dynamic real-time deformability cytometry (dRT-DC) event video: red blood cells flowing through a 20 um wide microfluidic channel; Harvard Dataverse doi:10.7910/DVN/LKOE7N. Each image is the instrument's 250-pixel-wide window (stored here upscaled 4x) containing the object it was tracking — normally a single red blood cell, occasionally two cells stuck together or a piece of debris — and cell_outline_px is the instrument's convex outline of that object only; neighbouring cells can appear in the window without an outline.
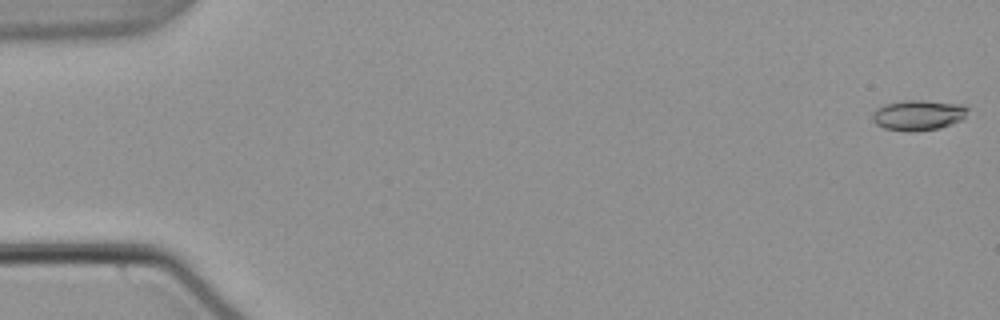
{"species": "common noctule bat (a hibernating species)", "species_latin": "Nyctalus noctula", "temperature_condition": "warm", "stored_images_in_passage": 54, "camera_frame_rate_fps": 3000, "um_per_image_px": 0.085, "animal": {"sex": "male", "body_mass_g": 21.5, "forearm_length_mm": 52.0}, "frame": {"image": 1, "passage_image": 1, "time_ms": 0.0, "image_size_px": [1000, 320], "cell_outline_px": [[968, 108], [964, 116], [960, 120], [940, 128], [884, 128], [876, 124], [872, 120], [872, 116], [876, 108], [884, 104], [904, 100], [924, 100], [964, 104]], "centroid_in_image_um": [78.06, 9.71], "position_along_channel_um": 6.9, "area_um2": 16.07}}
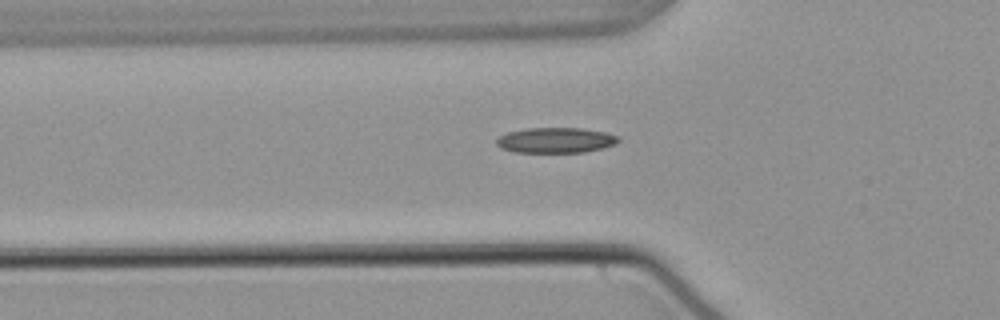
{"frame": {"image": 2, "passage_image": 19, "time_ms": 6.0, "image_size_px": [1000, 320], "cell_outline_px": [[620, 140], [604, 148], [584, 152], [516, 152], [500, 148], [496, 144], [496, 140], [500, 136], [508, 132], [528, 128], [580, 128], [604, 132], [616, 136]], "centroid_in_image_um": [47.2, 11.92], "position_along_channel_um": 78.6, "area_um2": 17.8}}
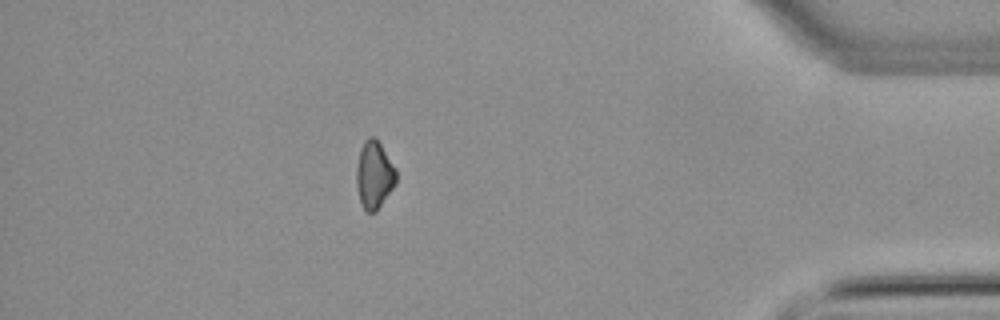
{"frame": {"image": 3, "passage_image": 48, "time_ms": 15.667, "image_size_px": [1000, 320], "cell_outline_px": [[396, 184], [376, 212], [368, 212], [360, 204], [356, 184], [356, 168], [360, 148], [364, 140], [368, 136], [376, 136], [396, 168]], "centroid_in_image_um": [31.8, 14.84], "position_along_channel_um": 403.4, "area_um2": 15.95}, "authors_computed_cell_mechanics": {"area_um2": 16.5886, "velocity_mm_per_s": 3.8077, "shape_relaxation_time_tau1_ms": 7.5262, "shape_relaxation_time_tau2_ms": null, "deformation_change_tau1": 0.1404, "deformation_change_tau2": null}}